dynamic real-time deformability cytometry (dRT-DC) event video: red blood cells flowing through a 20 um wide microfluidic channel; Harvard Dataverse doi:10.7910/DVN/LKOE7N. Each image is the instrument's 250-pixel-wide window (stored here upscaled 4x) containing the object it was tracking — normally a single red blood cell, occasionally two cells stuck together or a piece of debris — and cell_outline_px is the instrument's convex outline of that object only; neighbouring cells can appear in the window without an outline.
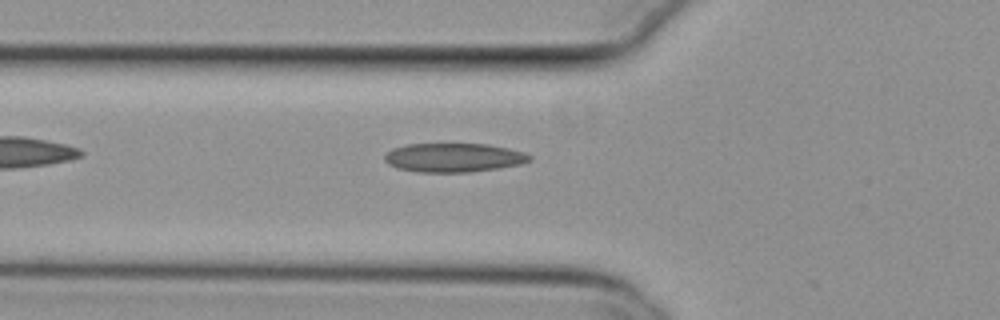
{"species": "common noctule bat (a hibernating species)", "species_latin": "Nyctalus noctula", "temperature_condition": "cold", "stored_images_in_passage": 32, "camera_frame_rate_fps": 3000, "um_per_image_px": 0.085, "animal": {"sex": "female", "body_mass_g": 29.2, "forearm_length_mm": 56.3}, "frame": {"image": 1, "passage_image": 3, "time_ms": 0.667, "image_size_px": [1000, 320], "cell_outline_px": [[532, 160], [520, 164], [472, 172], [416, 172], [396, 168], [388, 164], [384, 160], [384, 156], [392, 148], [408, 144], [488, 144], [508, 148], [524, 152], [532, 156]], "centroid_in_image_um": [38.55, 13.4], "position_along_channel_um": 87.3, "area_um2": 24.51}}
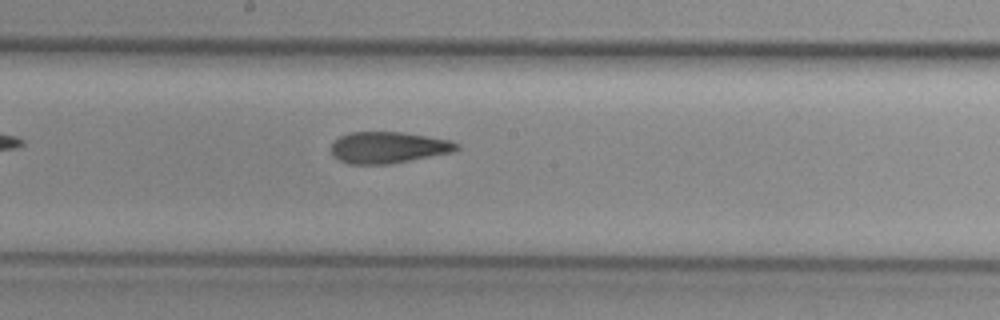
{"frame": {"image": 2, "passage_image": 13, "time_ms": 4.0, "image_size_px": [1000, 320], "cell_outline_px": [[460, 148], [452, 152], [392, 164], [348, 164], [332, 156], [332, 140], [348, 132], [400, 132], [428, 136], [448, 140], [460, 144]], "centroid_in_image_um": [32.98, 12.54], "position_along_channel_um": 215.2, "area_um2": 23.12}}
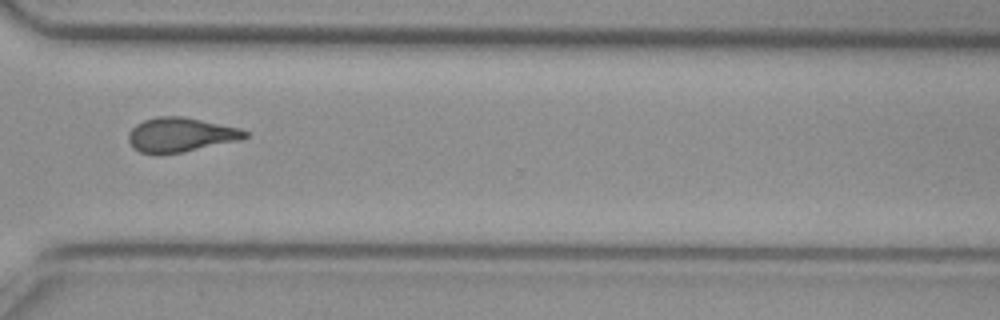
{"frame": {"image": 3, "passage_image": 24, "time_ms": 7.667, "image_size_px": [1000, 320], "cell_outline_px": [[248, 136], [240, 140], [184, 152], [160, 156], [156, 156], [140, 152], [128, 140], [128, 136], [132, 128], [136, 124], [144, 120], [156, 116], [184, 116], [240, 128], [248, 132]], "centroid_in_image_um": [15.35, 11.47], "position_along_channel_um": 355.3, "area_um2": 23.64}, "authors_computed_cell_mechanics": {"area_um2": 23.2067, "velocity_mm_per_s": 3.8167, "shape_relaxation_time_tau1_ms": null, "shape_relaxation_time_tau2_ms": 2.4655, "deformation_change_tau1": null, "deformation_change_tau2": 0.0923}}